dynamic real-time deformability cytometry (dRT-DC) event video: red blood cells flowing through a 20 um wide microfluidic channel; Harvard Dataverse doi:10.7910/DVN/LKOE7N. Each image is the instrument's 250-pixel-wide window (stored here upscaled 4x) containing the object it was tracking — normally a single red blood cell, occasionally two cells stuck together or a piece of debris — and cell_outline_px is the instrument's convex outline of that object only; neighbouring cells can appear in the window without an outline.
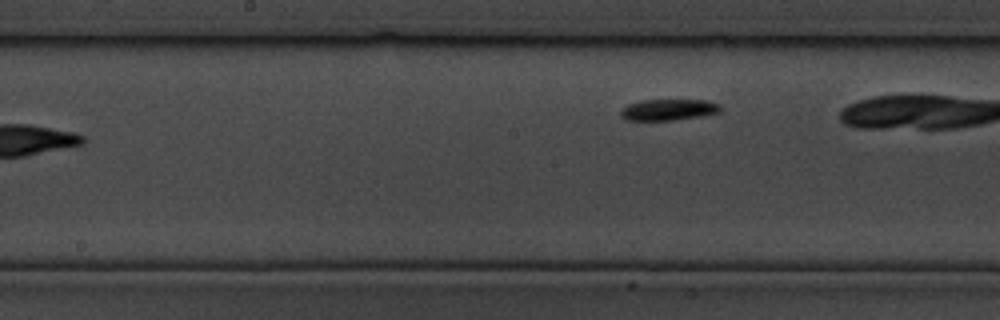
{"species": "common noctule bat (a hibernating species)", "species_latin": "Nyctalus noctula", "temperature_condition": "cold", "stored_images_in_passage": 11, "segment_of_instrument_passage": [2, 2], "camera_frame_rate_fps": 3000, "um_per_image_px": 0.085, "animal": {"sex": "male", "body_mass_g": 19.5, "forearm_length_mm": 54.6}, "frame": {"image": 1, "passage_image": 11, "time_ms": 3.333, "image_size_px": [1000, 320], "cell_outline_px": [[720, 112], [700, 116], [672, 120], [624, 120], [620, 116], [620, 112], [628, 104], [644, 100], [708, 100], [720, 104]], "centroid_in_image_um": [56.82, 9.32], "position_along_channel_um": 191.4, "area_um2": 12.25}}